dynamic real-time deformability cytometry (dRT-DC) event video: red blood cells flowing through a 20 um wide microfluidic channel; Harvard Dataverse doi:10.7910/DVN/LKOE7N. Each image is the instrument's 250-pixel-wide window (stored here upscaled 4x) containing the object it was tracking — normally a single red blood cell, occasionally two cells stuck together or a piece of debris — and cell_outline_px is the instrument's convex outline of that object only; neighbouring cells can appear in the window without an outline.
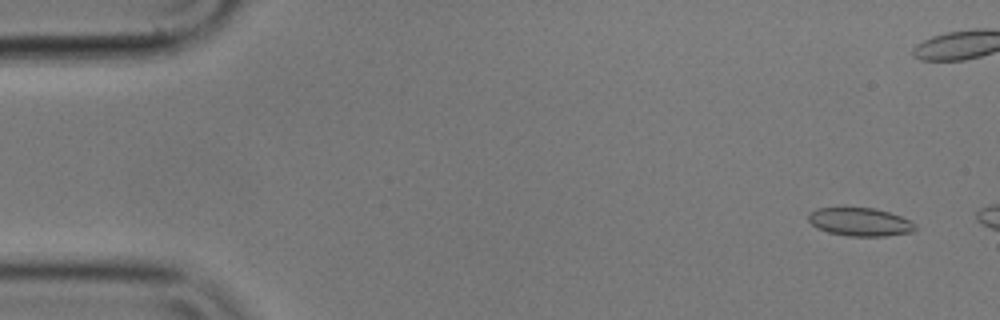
{"species": "common noctule bat (a hibernating species)", "species_latin": "Nyctalus noctula", "temperature_condition": "cold", "stored_images_in_passage": 13, "camera_frame_rate_fps": 3000, "um_per_image_px": 0.085, "animal": {"sex": "male", "body_mass_g": 17.9}, "frame": {"image": 1, "passage_image": 3, "time_ms": 0.667, "image_size_px": [1000, 320], "cell_outline_px": [[920, 228], [912, 232], [884, 236], [848, 236], [828, 232], [816, 228], [808, 220], [808, 212], [816, 208], [876, 208], [900, 216], [916, 224]], "centroid_in_image_um": [73.1, 18.87], "position_along_channel_um": 11.9, "area_um2": 17.69}}